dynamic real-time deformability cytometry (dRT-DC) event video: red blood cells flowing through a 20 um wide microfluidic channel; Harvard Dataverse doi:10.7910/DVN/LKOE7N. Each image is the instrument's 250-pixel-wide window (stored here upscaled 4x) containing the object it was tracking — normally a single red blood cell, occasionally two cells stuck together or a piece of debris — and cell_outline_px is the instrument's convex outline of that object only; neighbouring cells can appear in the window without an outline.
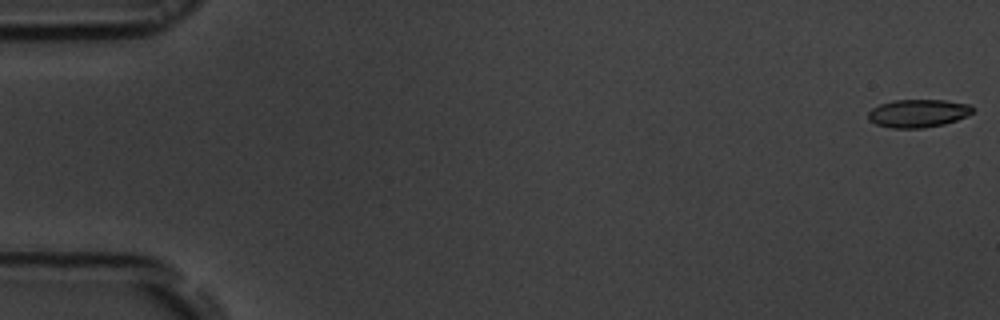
{"species": "common noctule bat (a hibernating species)", "species_latin": "Nyctalus noctula", "temperature_condition": "room temperature", "stored_images_in_passage": 16, "camera_frame_rate_fps": 3000, "um_per_image_px": 0.085, "animal": {"sex": "male", "body_mass_g": 19.5, "forearm_length_mm": 54.6}, "frame": {"image": 1, "passage_image": 1, "time_ms": 0.0, "image_size_px": [1000, 320], "cell_outline_px": [[972, 112], [956, 120], [944, 124], [924, 128], [892, 128], [876, 124], [868, 120], [868, 112], [872, 108], [880, 104], [892, 100], [944, 100], [972, 104]], "centroid_in_image_um": [78.01, 9.62], "position_along_channel_um": 7.0, "area_um2": 17.05}}
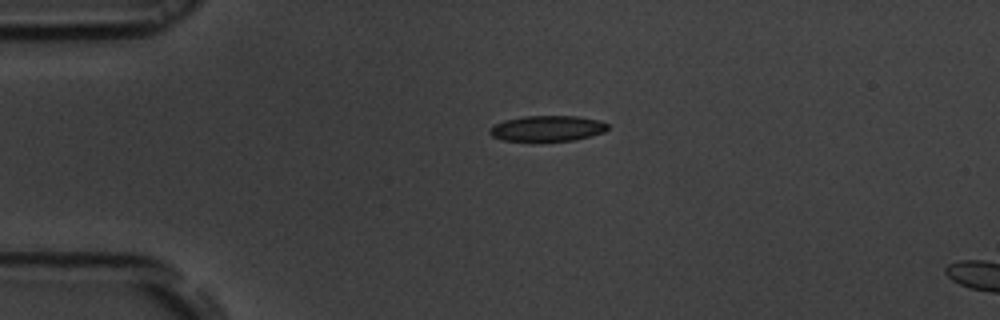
{"frame": {"image": 2, "passage_image": 13, "time_ms": 4.0, "image_size_px": [1000, 320], "cell_outline_px": [[608, 128], [604, 132], [592, 136], [572, 140], [504, 140], [492, 136], [488, 132], [488, 128], [504, 120], [524, 116], [576, 116], [600, 120], [608, 124]], "centroid_in_image_um": [46.53, 10.9], "position_along_channel_um": 38.5, "area_um2": 17.46}}